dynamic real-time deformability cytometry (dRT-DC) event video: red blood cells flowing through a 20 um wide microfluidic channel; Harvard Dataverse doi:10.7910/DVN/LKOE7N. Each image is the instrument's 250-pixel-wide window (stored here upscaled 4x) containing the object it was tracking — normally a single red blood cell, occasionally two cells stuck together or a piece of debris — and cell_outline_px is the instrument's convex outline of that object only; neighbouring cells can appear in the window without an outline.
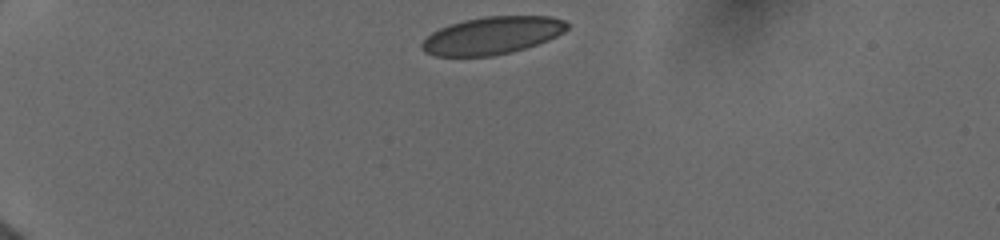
{"species": "human", "species_latin": "Homo sapiens", "temperature_condition": "cold", "stored_images_in_passage": 32, "camera_frame_rate_fps": 3000, "um_per_image_px": 0.085, "donor": {"sex": "female"}, "frame": {"image": 1, "passage_image": 1, "time_ms": 0.0, "image_size_px": [1000, 240], "cell_outline_px": [[568, 28], [564, 32], [548, 40], [512, 52], [492, 56], [436, 56], [424, 52], [420, 48], [420, 44], [432, 32], [448, 24], [464, 20], [484, 16], [552, 16], [564, 20], [568, 24]], "centroid_in_image_um": [41.82, 3.01], "position_along_channel_um": 43.2, "area_um2": 31.85}}
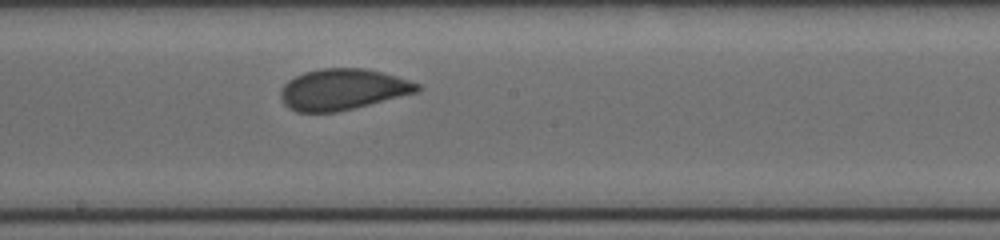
{"frame": {"image": 2, "passage_image": 20, "time_ms": 6.0, "image_size_px": [1000, 240], "cell_outline_px": [[420, 92], [336, 112], [296, 112], [288, 108], [284, 104], [280, 96], [280, 88], [288, 80], [304, 72], [320, 68], [364, 68], [396, 76], [420, 84]], "centroid_in_image_um": [29.11, 7.6], "position_along_channel_um": 219.1, "area_um2": 32.71}}
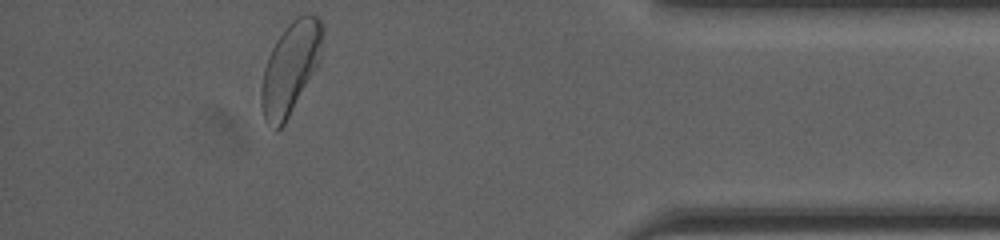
{"frame": {"image": 3, "passage_image": 32, "time_ms": 11.667, "image_size_px": [1000, 240], "cell_outline_px": [[324, 32], [320, 64], [284, 124], [276, 132], [264, 120], [260, 104], [260, 92], [264, 68], [268, 56], [276, 40], [288, 24], [296, 16], [304, 12], [308, 12], [316, 16], [324, 24]], "centroid_in_image_um": [24.71, 5.76], "position_along_channel_um": 410.5, "area_um2": 33.47}, "authors_computed_cell_mechanics": {"area_um2": 33.0905, "velocity_mm_per_s": 3.9393, "shape_relaxation_time_tau1_ms": 7.0408, "shape_relaxation_time_tau2_ms": 0.6215, "deformation_change_tau1": 0.14, "deformation_change_tau2": 0.0654}}